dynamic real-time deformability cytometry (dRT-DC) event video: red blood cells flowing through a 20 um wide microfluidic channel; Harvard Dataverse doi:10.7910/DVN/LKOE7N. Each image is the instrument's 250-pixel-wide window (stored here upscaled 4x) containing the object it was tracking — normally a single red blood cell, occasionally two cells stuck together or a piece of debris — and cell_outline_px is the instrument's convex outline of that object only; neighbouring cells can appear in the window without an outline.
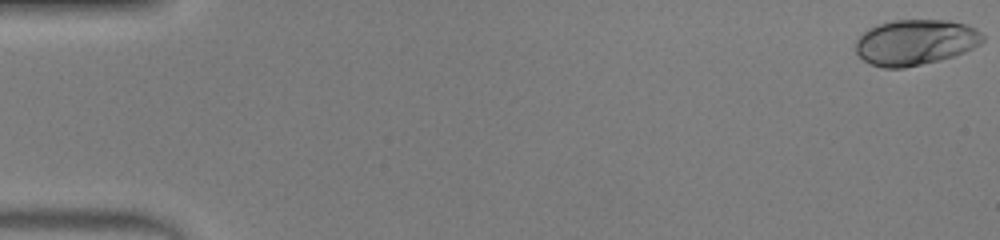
{"species": "human", "species_latin": "Homo sapiens", "temperature_condition": "warm", "stored_images_in_passage": 48, "camera_frame_rate_fps": 3000, "um_per_image_px": 0.085, "donor": {"sex": "male"}, "frame": {"image": 1, "passage_image": 1, "time_ms": 0.0, "image_size_px": [1000, 240], "cell_outline_px": [[984, 40], [980, 44], [964, 52], [940, 60], [904, 68], [884, 68], [868, 64], [856, 52], [856, 40], [868, 28], [876, 24], [892, 20], [948, 20], [968, 24], [976, 28], [984, 36]], "centroid_in_image_um": [77.8, 3.59], "position_along_channel_um": 7.2, "area_um2": 33.99}}
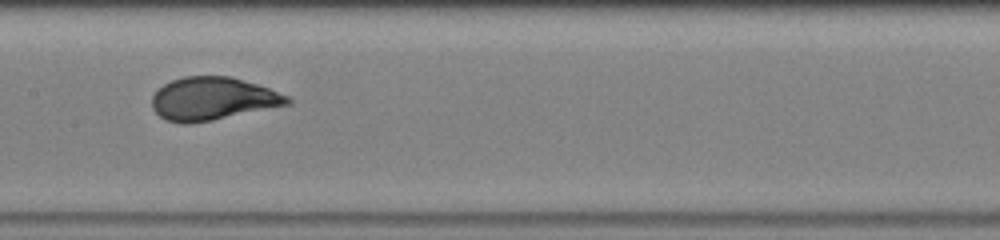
{"frame": {"image": 2, "passage_image": 25, "time_ms": 8.0, "image_size_px": [1000, 240], "cell_outline_px": [[292, 104], [212, 120], [188, 124], [184, 124], [164, 120], [152, 108], [152, 96], [164, 84], [172, 80], [184, 76], [228, 76], [256, 84], [268, 88], [288, 96], [292, 100]], "centroid_in_image_um": [18.07, 8.4], "position_along_channel_um": 189.3, "area_um2": 33.76}}
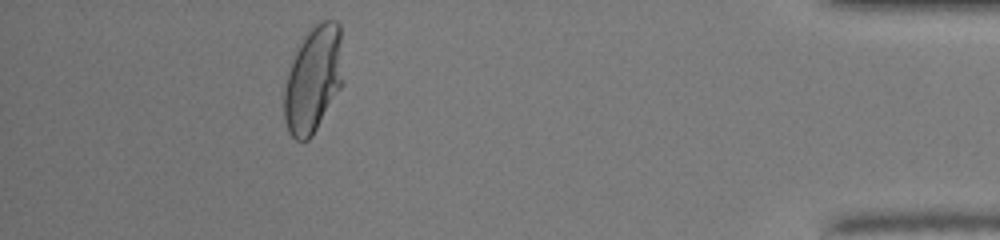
{"frame": {"image": 3, "passage_image": 44, "time_ms": 14.333, "image_size_px": [1000, 240], "cell_outline_px": [[344, 84], [312, 136], [308, 140], [296, 140], [288, 132], [284, 120], [284, 88], [288, 72], [292, 60], [304, 36], [316, 24], [324, 20], [336, 20], [340, 24], [344, 80]], "centroid_in_image_um": [26.66, 6.76], "position_along_channel_um": 408.5, "area_um2": 36.93}, "authors_computed_cell_mechanics": {"area_um2": 33.7263, "velocity_mm_per_s": 4.3162, "shape_relaxation_time_tau1_ms": 4.1321, "shape_relaxation_time_tau2_ms": null, "deformation_change_tau1": 0.2134, "deformation_change_tau2": null}}